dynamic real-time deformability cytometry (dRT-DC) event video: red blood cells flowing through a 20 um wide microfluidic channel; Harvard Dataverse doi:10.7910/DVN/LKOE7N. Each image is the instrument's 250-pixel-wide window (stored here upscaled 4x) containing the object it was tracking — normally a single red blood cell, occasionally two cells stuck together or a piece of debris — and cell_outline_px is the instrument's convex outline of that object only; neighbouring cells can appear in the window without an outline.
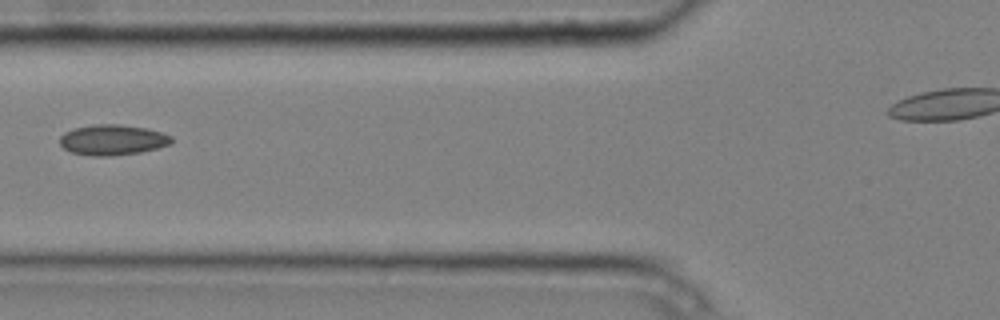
{"species": "common noctule bat (a hibernating species)", "species_latin": "Nyctalus noctula", "temperature_condition": "cold", "stored_images_in_passage": 5, "segment_of_instrument_passage": [1, 2], "camera_frame_rate_fps": 3000, "um_per_image_px": 0.085, "animal": {"sex": "male", "body_mass_g": 20.4}, "frame": {"image": 1, "passage_image": 4, "time_ms": 1.0, "image_size_px": [1000, 320], "cell_outline_px": [[172, 144], [140, 152], [112, 156], [96, 156], [72, 152], [64, 148], [60, 144], [60, 136], [64, 132], [72, 128], [92, 124], [120, 124], [148, 128], [164, 132], [172, 136]], "centroid_in_image_um": [9.59, 11.87], "position_along_channel_um": 116.2, "area_um2": 20.06}}